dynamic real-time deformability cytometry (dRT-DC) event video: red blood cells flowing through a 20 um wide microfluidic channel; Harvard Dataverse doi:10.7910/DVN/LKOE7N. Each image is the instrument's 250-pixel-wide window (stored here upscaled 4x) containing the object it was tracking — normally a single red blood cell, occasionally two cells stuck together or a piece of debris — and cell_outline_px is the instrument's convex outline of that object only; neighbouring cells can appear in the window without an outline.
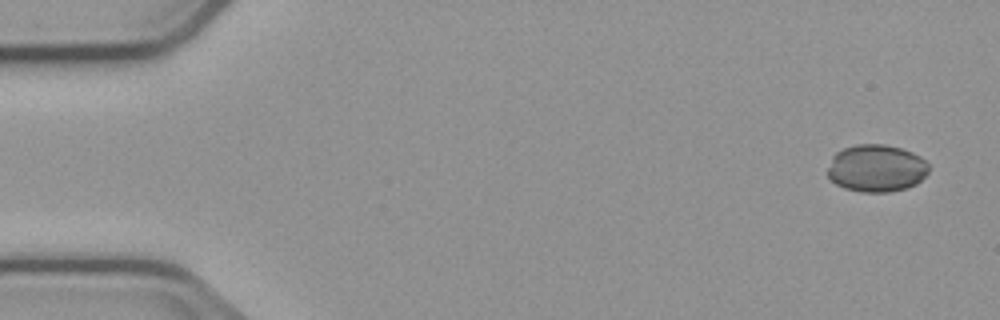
{"species": "common noctule bat (a hibernating species)", "species_latin": "Nyctalus noctula", "temperature_condition": "cold", "stored_images_in_passage": 6, "segment_of_instrument_passage": [2, 2], "camera_frame_rate_fps": 3000, "um_per_image_px": 0.085, "animal": {"sex": "male", "body_mass_g": 23.1, "forearm_length_mm": 52.7}, "frame": {"image": 1, "passage_image": 6, "time_ms": 6.0, "image_size_px": [1000, 320], "cell_outline_px": [[928, 172], [916, 184], [908, 188], [888, 192], [860, 192], [844, 188], [836, 184], [828, 176], [828, 168], [832, 156], [836, 152], [844, 148], [856, 144], [884, 144], [900, 148], [912, 152], [920, 156], [928, 164]], "centroid_in_image_um": [74.48, 14.3], "position_along_channel_um": 10.5, "area_um2": 27.98}}